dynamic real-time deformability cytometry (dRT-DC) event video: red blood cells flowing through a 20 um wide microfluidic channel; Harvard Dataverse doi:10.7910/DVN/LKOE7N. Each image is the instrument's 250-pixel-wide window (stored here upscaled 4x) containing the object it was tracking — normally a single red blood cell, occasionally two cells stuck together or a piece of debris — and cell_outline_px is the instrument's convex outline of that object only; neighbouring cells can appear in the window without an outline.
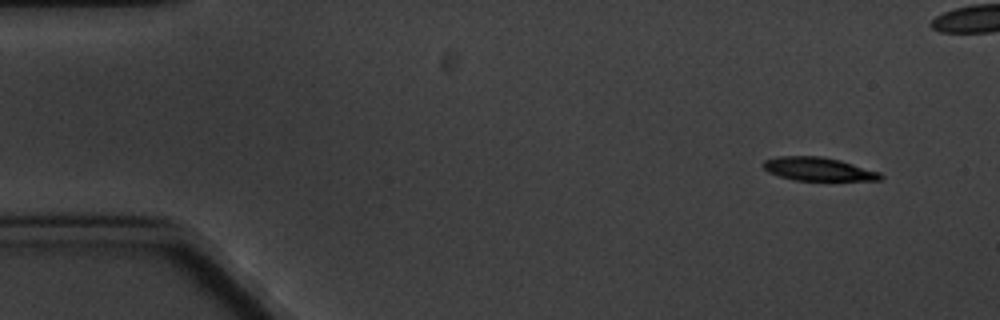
{"species": "common noctule bat (a hibernating species)", "species_latin": "Nyctalus noctula", "temperature_condition": "cold", "stored_images_in_passage": 5, "camera_frame_rate_fps": 3000, "um_per_image_px": 0.085, "animal": {"sex": "male", "body_mass_g": 20.1, "forearm_length_mm": 53.5}, "frame": {"image": 1, "passage_image": 1, "time_ms": 0.0, "image_size_px": [1000, 320], "cell_outline_px": [[884, 176], [880, 180], [796, 180], [780, 176], [768, 172], [760, 164], [764, 160], [776, 156], [824, 156], [840, 160], [880, 172]], "centroid_in_image_um": [69.53, 14.36], "position_along_channel_um": 15.5, "area_um2": 16.01}}